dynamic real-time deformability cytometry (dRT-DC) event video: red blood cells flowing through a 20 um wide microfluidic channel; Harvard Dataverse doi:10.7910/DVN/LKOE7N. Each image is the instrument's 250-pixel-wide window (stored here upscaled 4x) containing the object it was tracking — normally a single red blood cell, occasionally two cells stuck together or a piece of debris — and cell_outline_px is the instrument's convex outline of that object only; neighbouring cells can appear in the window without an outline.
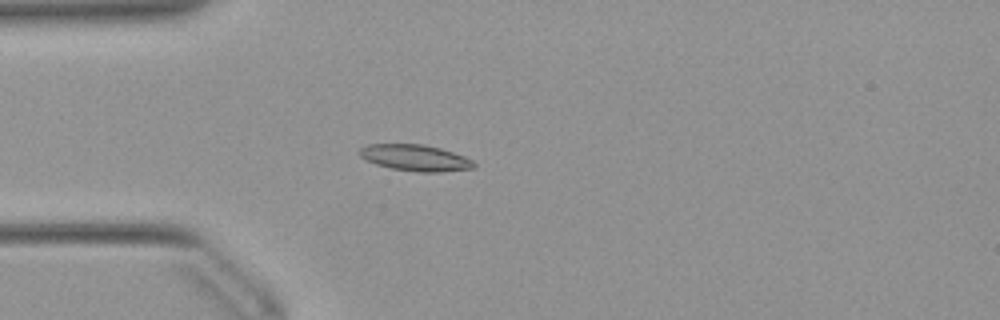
{"species": "Egyptian fruit bat (a non-hibernating species)", "species_latin": "Rousettus aegyptiacus", "temperature_condition": "warm", "stored_images_in_passage": 52, "camera_frame_rate_fps": 3000, "um_per_image_px": 0.085, "animal": {"sex": "female"}, "frame": {"image": 1, "passage_image": 14, "time_ms": 4.333, "image_size_px": [1000, 320], "cell_outline_px": [[476, 168], [440, 172], [420, 172], [392, 168], [376, 164], [360, 156], [356, 152], [360, 148], [368, 144], [424, 144], [440, 148], [464, 156], [472, 160], [476, 164]], "centroid_in_image_um": [35.3, 13.41], "position_along_channel_um": 49.7, "area_um2": 17.51}}
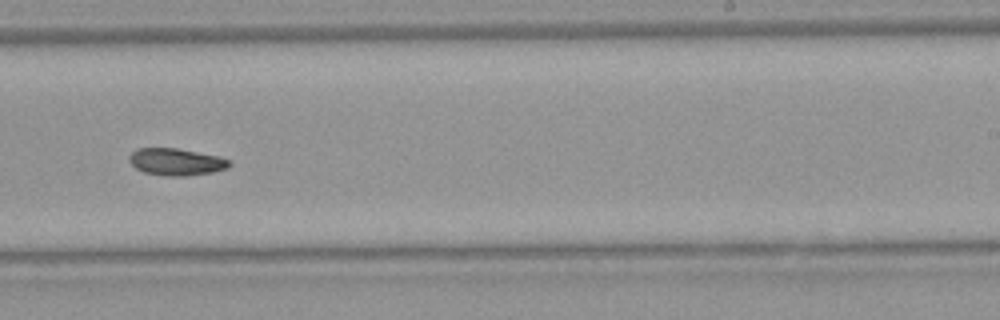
{"frame": {"image": 2, "passage_image": 32, "time_ms": 10.333, "image_size_px": [1000, 320], "cell_outline_px": [[232, 164], [228, 168], [212, 172], [184, 176], [164, 176], [144, 172], [136, 168], [128, 160], [128, 156], [136, 148], [176, 148], [220, 156], [228, 160]], "centroid_in_image_um": [14.96, 13.75], "position_along_channel_um": 274.0, "area_um2": 15.84}}
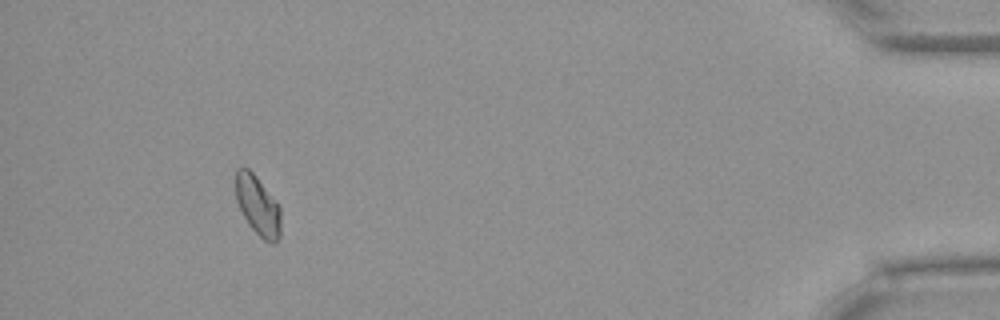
{"frame": {"image": 3, "passage_image": 48, "time_ms": 15.667, "image_size_px": [1000, 320], "cell_outline_px": [[280, 240], [276, 244], [272, 244], [264, 240], [248, 224], [236, 200], [236, 168], [248, 168], [256, 176], [280, 208]], "centroid_in_image_um": [21.92, 17.51], "position_along_channel_um": 413.3, "area_um2": 15.43}, "authors_computed_cell_mechanics": {"area_um2": 15.9528, "velocity_mm_per_s": 3.9073, "shape_relaxation_time_tau1_ms": 6.4261, "shape_relaxation_time_tau2_ms": null, "deformation_change_tau1": 0.1218, "deformation_change_tau2": null}}